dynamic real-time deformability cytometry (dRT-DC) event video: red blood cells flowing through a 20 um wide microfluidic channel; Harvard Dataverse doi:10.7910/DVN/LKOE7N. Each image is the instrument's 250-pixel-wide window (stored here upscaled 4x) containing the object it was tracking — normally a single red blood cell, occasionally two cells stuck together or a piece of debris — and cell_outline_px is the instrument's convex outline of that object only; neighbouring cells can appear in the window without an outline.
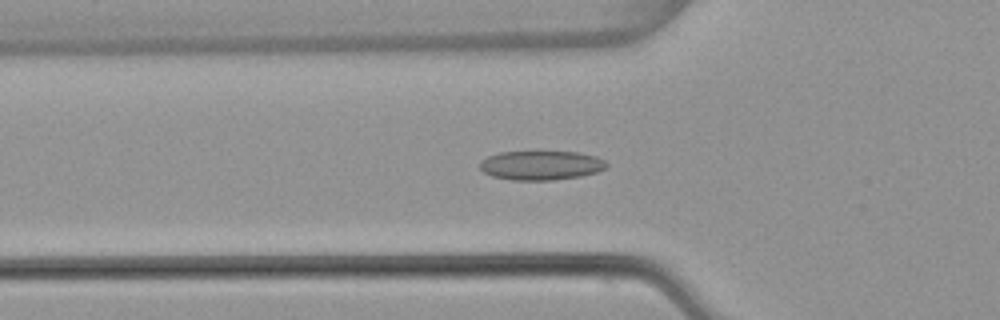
{"species": "common noctule bat (a hibernating species)", "species_latin": "Nyctalus noctula", "temperature_condition": "warm", "stored_images_in_passage": 54, "camera_frame_rate_fps": 3000, "um_per_image_px": 0.085, "animal": {"sex": "female", "body_mass_g": 22.7, "forearm_length_mm": 54.2}, "frame": {"image": 1, "passage_image": 19, "time_ms": 6.0, "image_size_px": [1000, 320], "cell_outline_px": [[608, 164], [604, 168], [596, 172], [580, 176], [552, 180], [512, 180], [492, 176], [484, 172], [480, 168], [480, 160], [488, 156], [500, 152], [540, 148], [576, 152], [596, 156], [604, 160]], "centroid_in_image_um": [45.96, 13.99], "position_along_channel_um": 79.8, "area_um2": 22.54}}
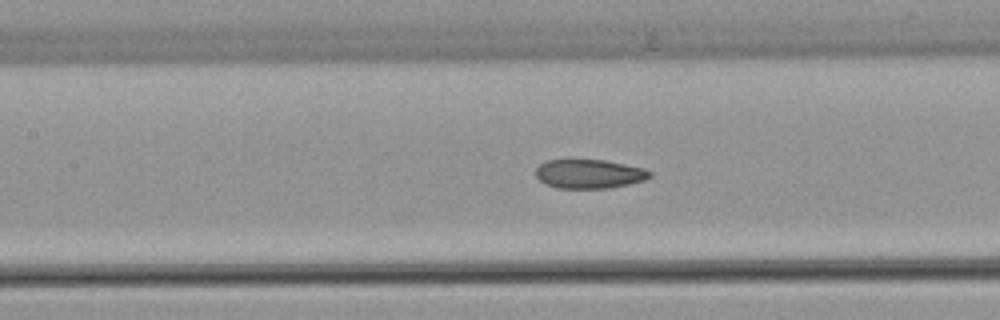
{"frame": {"image": 2, "passage_image": 25, "time_ms": 8.0, "image_size_px": [1000, 320], "cell_outline_px": [[652, 176], [644, 180], [628, 184], [608, 188], [556, 188], [544, 184], [536, 176], [536, 168], [540, 164], [548, 160], [604, 160], [644, 168], [652, 172]], "centroid_in_image_um": [50.08, 14.78], "position_along_channel_um": 157.3, "area_um2": 19.25}}
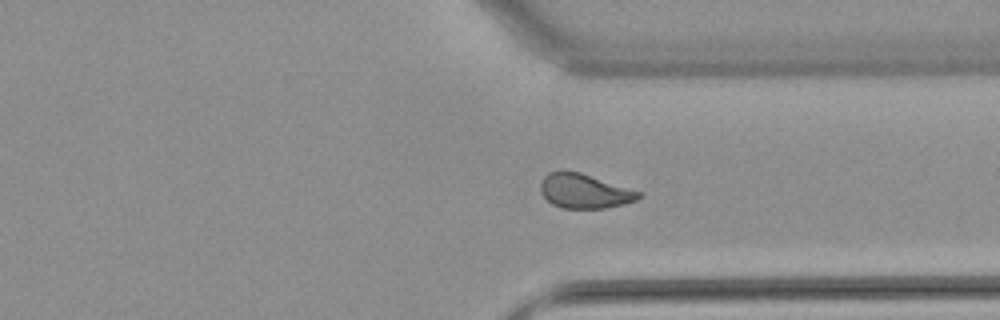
{"frame": {"image": 3, "passage_image": 41, "time_ms": 13.333, "image_size_px": [1000, 320], "cell_outline_px": [[640, 196], [636, 200], [604, 208], [564, 208], [552, 204], [540, 192], [540, 180], [548, 172], [580, 172], [640, 192]], "centroid_in_image_um": [49.62, 16.24], "position_along_channel_um": 361.8, "area_um2": 19.19}, "authors_computed_cell_mechanics": {"area_um2": 20.5479, "velocity_mm_per_s": 3.8286, "shape_relaxation_time_tau1_ms": null, "shape_relaxation_time_tau2_ms": 1.6476, "deformation_change_tau1": null, "deformation_change_tau2": 0.0732}}